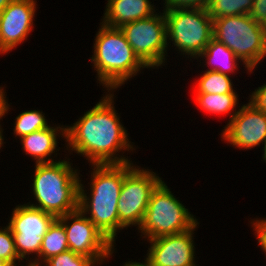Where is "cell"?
<instances>
[{"mask_svg": "<svg viewBox=\"0 0 266 266\" xmlns=\"http://www.w3.org/2000/svg\"><path fill=\"white\" fill-rule=\"evenodd\" d=\"M113 96L111 93L106 95L73 126L66 127L69 149L85 155L92 164H126L130 160L116 157V153L122 149L134 150L116 115Z\"/></svg>", "mask_w": 266, "mask_h": 266, "instance_id": "cell-1", "label": "cell"}, {"mask_svg": "<svg viewBox=\"0 0 266 266\" xmlns=\"http://www.w3.org/2000/svg\"><path fill=\"white\" fill-rule=\"evenodd\" d=\"M126 164H93L90 184L91 197H87L83 184L79 181L78 209L112 243L119 230L118 200L125 175L135 166Z\"/></svg>", "mask_w": 266, "mask_h": 266, "instance_id": "cell-2", "label": "cell"}, {"mask_svg": "<svg viewBox=\"0 0 266 266\" xmlns=\"http://www.w3.org/2000/svg\"><path fill=\"white\" fill-rule=\"evenodd\" d=\"M33 193L39 208L55 218L78 209L79 173L67 160L35 165Z\"/></svg>", "mask_w": 266, "mask_h": 266, "instance_id": "cell-3", "label": "cell"}, {"mask_svg": "<svg viewBox=\"0 0 266 266\" xmlns=\"http://www.w3.org/2000/svg\"><path fill=\"white\" fill-rule=\"evenodd\" d=\"M91 61L98 80L108 91L116 89L147 66L135 54L120 28L101 25L96 34ZM110 88V89H109Z\"/></svg>", "mask_w": 266, "mask_h": 266, "instance_id": "cell-4", "label": "cell"}, {"mask_svg": "<svg viewBox=\"0 0 266 266\" xmlns=\"http://www.w3.org/2000/svg\"><path fill=\"white\" fill-rule=\"evenodd\" d=\"M213 38L233 51L249 72L266 56L261 24L249 15L213 19Z\"/></svg>", "mask_w": 266, "mask_h": 266, "instance_id": "cell-5", "label": "cell"}, {"mask_svg": "<svg viewBox=\"0 0 266 266\" xmlns=\"http://www.w3.org/2000/svg\"><path fill=\"white\" fill-rule=\"evenodd\" d=\"M196 224H199L197 219H194V216L174 197L162 181L152 192L138 229L150 240L186 232Z\"/></svg>", "mask_w": 266, "mask_h": 266, "instance_id": "cell-6", "label": "cell"}, {"mask_svg": "<svg viewBox=\"0 0 266 266\" xmlns=\"http://www.w3.org/2000/svg\"><path fill=\"white\" fill-rule=\"evenodd\" d=\"M166 33L179 52L199 57L213 38V19L207 9L164 10Z\"/></svg>", "mask_w": 266, "mask_h": 266, "instance_id": "cell-7", "label": "cell"}, {"mask_svg": "<svg viewBox=\"0 0 266 266\" xmlns=\"http://www.w3.org/2000/svg\"><path fill=\"white\" fill-rule=\"evenodd\" d=\"M161 182L156 173L138 167L125 175L117 205L119 229L135 224L140 227L152 192Z\"/></svg>", "mask_w": 266, "mask_h": 266, "instance_id": "cell-8", "label": "cell"}, {"mask_svg": "<svg viewBox=\"0 0 266 266\" xmlns=\"http://www.w3.org/2000/svg\"><path fill=\"white\" fill-rule=\"evenodd\" d=\"M154 14L120 27L135 54L148 67H158L165 60L167 33L165 15Z\"/></svg>", "mask_w": 266, "mask_h": 266, "instance_id": "cell-9", "label": "cell"}, {"mask_svg": "<svg viewBox=\"0 0 266 266\" xmlns=\"http://www.w3.org/2000/svg\"><path fill=\"white\" fill-rule=\"evenodd\" d=\"M56 218L45 211L30 205H18L13 209L8 223L13 237L18 257L26 259V255L40 254L43 236Z\"/></svg>", "mask_w": 266, "mask_h": 266, "instance_id": "cell-10", "label": "cell"}, {"mask_svg": "<svg viewBox=\"0 0 266 266\" xmlns=\"http://www.w3.org/2000/svg\"><path fill=\"white\" fill-rule=\"evenodd\" d=\"M57 219L63 224L69 249L74 253L92 258L99 264L112 255L114 244L79 209ZM69 220L73 222L67 223Z\"/></svg>", "mask_w": 266, "mask_h": 266, "instance_id": "cell-11", "label": "cell"}, {"mask_svg": "<svg viewBox=\"0 0 266 266\" xmlns=\"http://www.w3.org/2000/svg\"><path fill=\"white\" fill-rule=\"evenodd\" d=\"M235 111V112H234ZM224 128L222 139L234 147L251 149L260 146L266 139V113L257 110L251 103L241 106Z\"/></svg>", "mask_w": 266, "mask_h": 266, "instance_id": "cell-12", "label": "cell"}, {"mask_svg": "<svg viewBox=\"0 0 266 266\" xmlns=\"http://www.w3.org/2000/svg\"><path fill=\"white\" fill-rule=\"evenodd\" d=\"M190 230L150 239V248L145 259L149 266H196L194 260L193 231Z\"/></svg>", "mask_w": 266, "mask_h": 266, "instance_id": "cell-13", "label": "cell"}, {"mask_svg": "<svg viewBox=\"0 0 266 266\" xmlns=\"http://www.w3.org/2000/svg\"><path fill=\"white\" fill-rule=\"evenodd\" d=\"M35 0H12L0 12V54L8 53L21 44L32 30Z\"/></svg>", "mask_w": 266, "mask_h": 266, "instance_id": "cell-14", "label": "cell"}, {"mask_svg": "<svg viewBox=\"0 0 266 266\" xmlns=\"http://www.w3.org/2000/svg\"><path fill=\"white\" fill-rule=\"evenodd\" d=\"M155 9L149 0H108L103 24L113 28L154 15Z\"/></svg>", "mask_w": 266, "mask_h": 266, "instance_id": "cell-15", "label": "cell"}, {"mask_svg": "<svg viewBox=\"0 0 266 266\" xmlns=\"http://www.w3.org/2000/svg\"><path fill=\"white\" fill-rule=\"evenodd\" d=\"M60 130L62 132L61 135L66 137L65 127L54 128L49 126L45 129L32 132L29 135L20 138L26 155L29 154L34 157L36 164L53 163L54 160L48 157L57 150V136H59L57 131L60 132Z\"/></svg>", "mask_w": 266, "mask_h": 266, "instance_id": "cell-16", "label": "cell"}, {"mask_svg": "<svg viewBox=\"0 0 266 266\" xmlns=\"http://www.w3.org/2000/svg\"><path fill=\"white\" fill-rule=\"evenodd\" d=\"M206 57V63L210 66V71L220 72L228 75L237 70L239 58L223 43L212 38L199 57ZM238 60V61H237ZM213 66V67H211Z\"/></svg>", "mask_w": 266, "mask_h": 266, "instance_id": "cell-17", "label": "cell"}, {"mask_svg": "<svg viewBox=\"0 0 266 266\" xmlns=\"http://www.w3.org/2000/svg\"><path fill=\"white\" fill-rule=\"evenodd\" d=\"M68 249V240L64 226L56 218L43 236L39 254V258L42 259L40 263H44L49 258L67 251Z\"/></svg>", "mask_w": 266, "mask_h": 266, "instance_id": "cell-18", "label": "cell"}, {"mask_svg": "<svg viewBox=\"0 0 266 266\" xmlns=\"http://www.w3.org/2000/svg\"><path fill=\"white\" fill-rule=\"evenodd\" d=\"M196 104L212 114H228L237 105V94L196 93Z\"/></svg>", "mask_w": 266, "mask_h": 266, "instance_id": "cell-19", "label": "cell"}, {"mask_svg": "<svg viewBox=\"0 0 266 266\" xmlns=\"http://www.w3.org/2000/svg\"><path fill=\"white\" fill-rule=\"evenodd\" d=\"M195 93L235 94L229 75L209 69L197 80Z\"/></svg>", "mask_w": 266, "mask_h": 266, "instance_id": "cell-20", "label": "cell"}, {"mask_svg": "<svg viewBox=\"0 0 266 266\" xmlns=\"http://www.w3.org/2000/svg\"><path fill=\"white\" fill-rule=\"evenodd\" d=\"M253 0H210L208 7L212 19L234 15H249Z\"/></svg>", "mask_w": 266, "mask_h": 266, "instance_id": "cell-21", "label": "cell"}, {"mask_svg": "<svg viewBox=\"0 0 266 266\" xmlns=\"http://www.w3.org/2000/svg\"><path fill=\"white\" fill-rule=\"evenodd\" d=\"M49 126L42 111L27 110L16 117L14 134L22 138L23 136L45 129Z\"/></svg>", "mask_w": 266, "mask_h": 266, "instance_id": "cell-22", "label": "cell"}, {"mask_svg": "<svg viewBox=\"0 0 266 266\" xmlns=\"http://www.w3.org/2000/svg\"><path fill=\"white\" fill-rule=\"evenodd\" d=\"M44 263L47 266H93L96 264L92 258L74 253L70 249L49 258Z\"/></svg>", "mask_w": 266, "mask_h": 266, "instance_id": "cell-23", "label": "cell"}, {"mask_svg": "<svg viewBox=\"0 0 266 266\" xmlns=\"http://www.w3.org/2000/svg\"><path fill=\"white\" fill-rule=\"evenodd\" d=\"M0 257L11 266H16V261H21L16 252L14 237L9 226L0 229Z\"/></svg>", "mask_w": 266, "mask_h": 266, "instance_id": "cell-24", "label": "cell"}, {"mask_svg": "<svg viewBox=\"0 0 266 266\" xmlns=\"http://www.w3.org/2000/svg\"><path fill=\"white\" fill-rule=\"evenodd\" d=\"M210 0H165V9H208Z\"/></svg>", "mask_w": 266, "mask_h": 266, "instance_id": "cell-25", "label": "cell"}, {"mask_svg": "<svg viewBox=\"0 0 266 266\" xmlns=\"http://www.w3.org/2000/svg\"><path fill=\"white\" fill-rule=\"evenodd\" d=\"M249 16L261 24L263 34L266 38V0H253Z\"/></svg>", "mask_w": 266, "mask_h": 266, "instance_id": "cell-26", "label": "cell"}, {"mask_svg": "<svg viewBox=\"0 0 266 266\" xmlns=\"http://www.w3.org/2000/svg\"><path fill=\"white\" fill-rule=\"evenodd\" d=\"M249 101V103H251L257 110L266 113V84L258 87V89L252 93Z\"/></svg>", "mask_w": 266, "mask_h": 266, "instance_id": "cell-27", "label": "cell"}, {"mask_svg": "<svg viewBox=\"0 0 266 266\" xmlns=\"http://www.w3.org/2000/svg\"><path fill=\"white\" fill-rule=\"evenodd\" d=\"M4 89L0 88V119L5 115V113L8 111L9 108V104L7 103V101L5 100L6 96L4 95Z\"/></svg>", "mask_w": 266, "mask_h": 266, "instance_id": "cell-28", "label": "cell"}, {"mask_svg": "<svg viewBox=\"0 0 266 266\" xmlns=\"http://www.w3.org/2000/svg\"><path fill=\"white\" fill-rule=\"evenodd\" d=\"M123 266H149L146 262L145 263H140V262H126Z\"/></svg>", "mask_w": 266, "mask_h": 266, "instance_id": "cell-29", "label": "cell"}, {"mask_svg": "<svg viewBox=\"0 0 266 266\" xmlns=\"http://www.w3.org/2000/svg\"><path fill=\"white\" fill-rule=\"evenodd\" d=\"M12 0H0V12H2Z\"/></svg>", "mask_w": 266, "mask_h": 266, "instance_id": "cell-30", "label": "cell"}, {"mask_svg": "<svg viewBox=\"0 0 266 266\" xmlns=\"http://www.w3.org/2000/svg\"><path fill=\"white\" fill-rule=\"evenodd\" d=\"M38 260H39V258L35 259V261H33V262L28 263V266H40L41 264H39Z\"/></svg>", "mask_w": 266, "mask_h": 266, "instance_id": "cell-31", "label": "cell"}, {"mask_svg": "<svg viewBox=\"0 0 266 266\" xmlns=\"http://www.w3.org/2000/svg\"><path fill=\"white\" fill-rule=\"evenodd\" d=\"M0 266H11V265L0 257Z\"/></svg>", "mask_w": 266, "mask_h": 266, "instance_id": "cell-32", "label": "cell"}, {"mask_svg": "<svg viewBox=\"0 0 266 266\" xmlns=\"http://www.w3.org/2000/svg\"><path fill=\"white\" fill-rule=\"evenodd\" d=\"M263 151H264V154H263V159L266 160V139H265V142H264V147H263Z\"/></svg>", "mask_w": 266, "mask_h": 266, "instance_id": "cell-33", "label": "cell"}, {"mask_svg": "<svg viewBox=\"0 0 266 266\" xmlns=\"http://www.w3.org/2000/svg\"><path fill=\"white\" fill-rule=\"evenodd\" d=\"M2 130H1V128H0V148L2 147L1 145L3 144V137H2V132H1Z\"/></svg>", "mask_w": 266, "mask_h": 266, "instance_id": "cell-34", "label": "cell"}]
</instances>
